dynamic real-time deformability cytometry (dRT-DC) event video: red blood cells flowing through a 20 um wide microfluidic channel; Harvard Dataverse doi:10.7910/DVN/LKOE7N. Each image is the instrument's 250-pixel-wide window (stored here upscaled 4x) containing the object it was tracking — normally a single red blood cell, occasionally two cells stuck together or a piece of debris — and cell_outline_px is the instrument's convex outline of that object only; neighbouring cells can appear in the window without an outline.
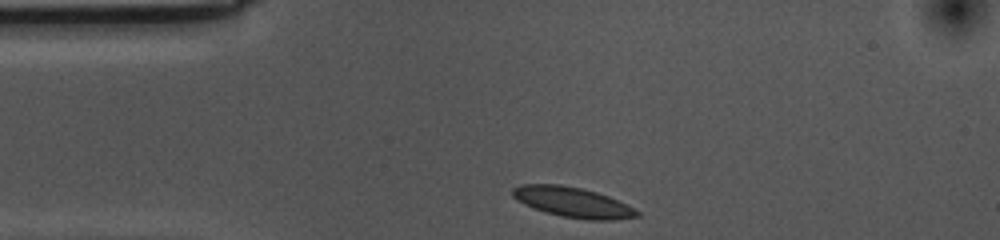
{"species": "common noctule bat (a hibernating species)", "species_latin": "Nyctalus noctula", "temperature_condition": "cold", "stored_images_in_passage": 33, "camera_frame_rate_fps": 3000, "um_per_image_px": 0.085, "animal": {"sex": "female", "body_mass_g": 10.0, "forearm_length_mm": 53.1}, "frame": {"image": 1, "passage_image": 1, "time_ms": 0.0, "image_size_px": [1000, 240], "cell_outline_px": [[640, 216], [616, 220], [588, 220], [560, 216], [532, 208], [516, 200], [512, 196], [512, 188], [520, 184], [560, 184], [580, 188], [596, 192], [608, 196], [640, 212]], "centroid_in_image_um": [48.64, 17.19], "position_along_channel_um": 36.4, "area_um2": 21.85}}
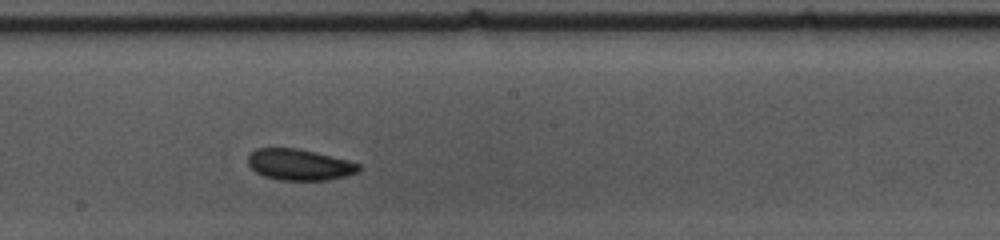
{"frame": {"image": 2, "passage_image": 19, "time_ms": 6.0, "image_size_px": [1000, 240], "cell_outline_px": [[360, 168], [356, 172], [344, 176], [328, 180], [280, 180], [264, 176], [256, 172], [248, 164], [248, 156], [256, 148], [296, 148], [348, 160], [360, 164]], "centroid_in_image_um": [25.43, 14.0], "position_along_channel_um": 222.8, "area_um2": 19.88}}
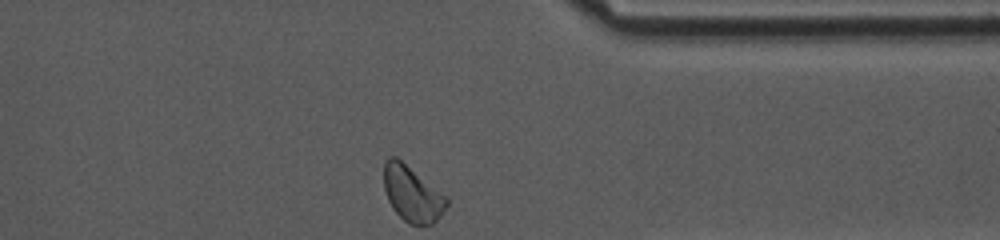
{"frame": {"image": 3, "passage_image": 33, "time_ms": 10.667, "image_size_px": [1000, 240], "cell_outline_px": [[448, 204], [440, 216], [432, 224], [408, 224], [392, 208], [388, 200], [384, 188], [384, 160], [388, 156], [396, 156], [448, 196]], "centroid_in_image_um": [35.04, 16.45], "position_along_channel_um": 376.4, "area_um2": 20.46}, "authors_computed_cell_mechanics": {"area_um2": 20.4034, "velocity_mm_per_s": 3.5074, "shape_relaxation_time_tau1_ms": 5.0555, "shape_relaxation_time_tau2_ms": null, "deformation_change_tau1": 0.0881, "deformation_change_tau2": null}}